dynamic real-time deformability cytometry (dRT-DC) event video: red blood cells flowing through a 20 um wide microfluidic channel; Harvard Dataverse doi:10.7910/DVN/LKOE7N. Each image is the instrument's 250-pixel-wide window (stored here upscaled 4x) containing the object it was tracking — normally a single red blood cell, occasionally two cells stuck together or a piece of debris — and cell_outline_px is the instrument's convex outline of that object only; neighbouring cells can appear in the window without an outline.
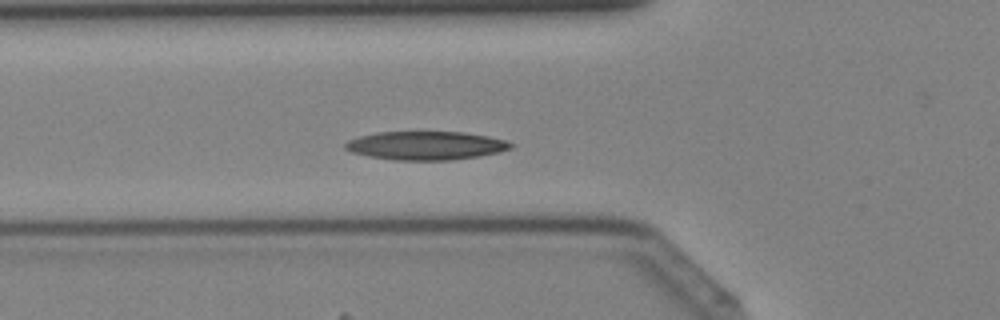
{"species": "Egyptian fruit bat (a non-hibernating species)", "species_latin": "Rousettus aegyptiacus", "temperature_condition": "cold", "stored_images_in_passage": 43, "camera_frame_rate_fps": 3000, "um_per_image_px": 0.085, "animal": {"sex": "female"}, "frame": {"image": 1, "passage_image": 15, "time_ms": 4.667, "image_size_px": [1000, 320], "cell_outline_px": [[512, 148], [496, 152], [476, 156], [448, 160], [396, 160], [368, 156], [352, 152], [344, 148], [344, 144], [348, 140], [360, 136], [376, 132], [464, 132], [488, 136], [508, 140], [512, 144]], "centroid_in_image_um": [36.17, 12.36], "position_along_channel_um": 89.6, "area_um2": 27.34}}
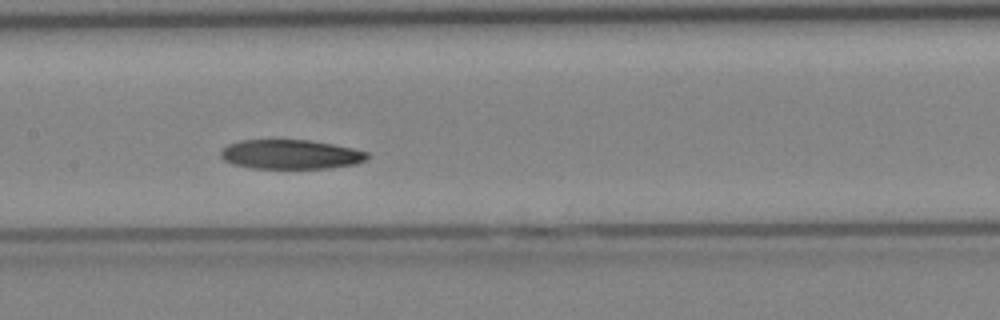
{"frame": {"image": 2, "passage_image": 21, "time_ms": 6.667, "image_size_px": [1000, 320], "cell_outline_px": [[368, 160], [356, 164], [328, 168], [248, 168], [232, 164], [224, 160], [220, 156], [220, 152], [228, 144], [240, 140], [308, 140], [332, 144], [352, 148], [368, 152]], "centroid_in_image_um": [24.7, 13.13], "position_along_channel_um": 182.7, "area_um2": 25.14}}
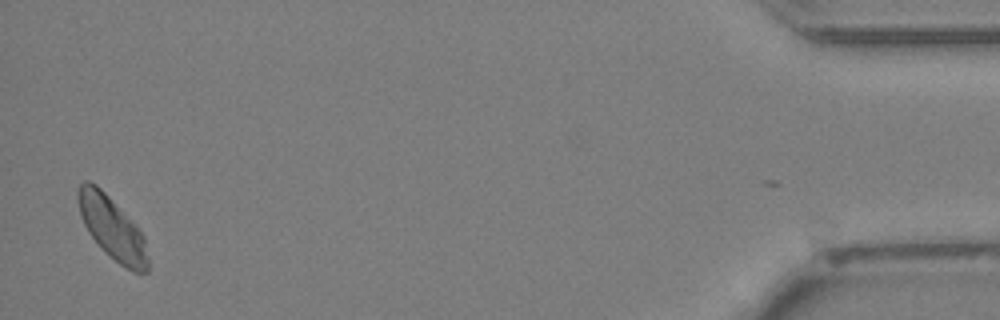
{"frame": {"image": 3, "passage_image": 42, "time_ms": 13.667, "image_size_px": [1000, 320], "cell_outline_px": [[148, 272], [132, 272], [120, 264], [100, 248], [88, 232], [80, 216], [76, 196], [76, 192], [80, 184], [84, 180], [88, 180], [96, 184], [108, 196], [144, 236], [148, 260]], "centroid_in_image_um": [9.48, 19.38], "position_along_channel_um": 425.7, "area_um2": 25.14}}